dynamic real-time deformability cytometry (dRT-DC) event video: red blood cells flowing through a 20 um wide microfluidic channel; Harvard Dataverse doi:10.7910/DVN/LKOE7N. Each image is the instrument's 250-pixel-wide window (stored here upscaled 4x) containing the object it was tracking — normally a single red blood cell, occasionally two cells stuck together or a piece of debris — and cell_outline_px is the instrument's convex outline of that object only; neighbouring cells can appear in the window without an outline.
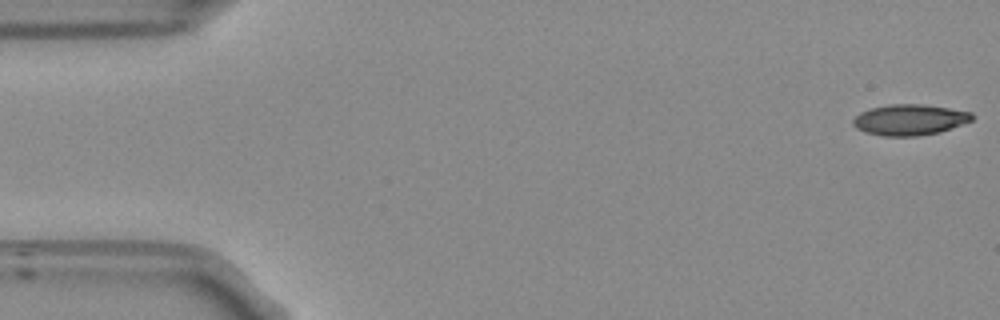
{"species": "Egyptian fruit bat (a non-hibernating species)", "species_latin": "Rousettus aegyptiacus", "temperature_condition": "room temperature", "stored_images_in_passage": 53, "camera_frame_rate_fps": 3000, "um_per_image_px": 0.085, "frame": {"image": 1, "passage_image": 1, "time_ms": 0.0, "image_size_px": [1000, 320], "cell_outline_px": [[972, 120], [940, 132], [916, 136], [884, 136], [864, 132], [856, 128], [852, 124], [852, 120], [860, 112], [868, 108], [888, 104], [924, 104], [972, 112]], "centroid_in_image_um": [77.27, 10.17], "position_along_channel_um": 7.7, "area_um2": 21.44}}
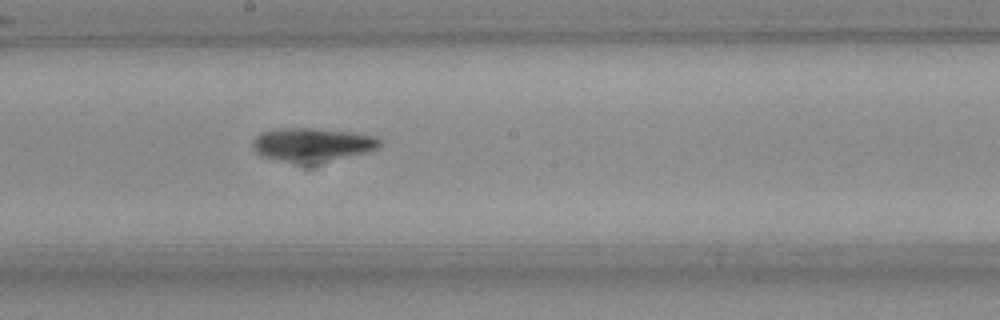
{"frame": {"image": 2, "passage_image": 28, "time_ms": 9.0, "image_size_px": [1000, 320], "cell_outline_px": [[380, 144], [376, 148], [364, 152], [312, 164], [304, 164], [280, 160], [264, 156], [256, 152], [252, 148], [252, 140], [260, 132], [272, 128], [320, 128], [376, 136], [380, 140]], "centroid_in_image_um": [26.46, 12.27], "position_along_channel_um": 221.7, "area_um2": 24.74}}
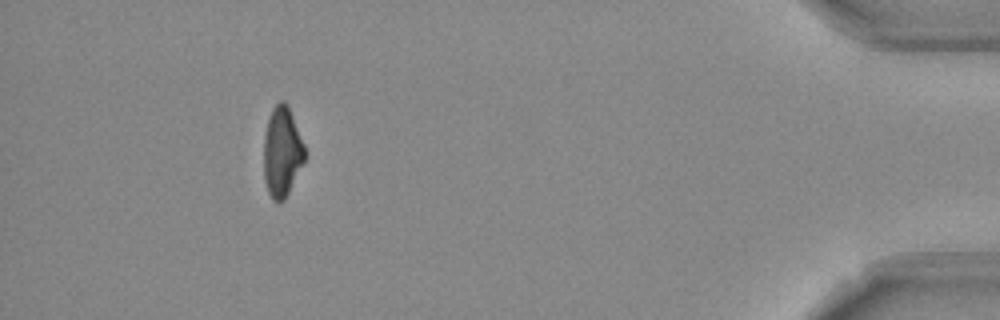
{"frame": {"image": 3, "passage_image": 48, "time_ms": 15.667, "image_size_px": [1000, 320], "cell_outline_px": [[304, 160], [284, 200], [276, 204], [272, 200], [268, 192], [264, 180], [264, 136], [268, 120], [272, 108], [280, 100], [284, 100], [288, 104], [304, 144]], "centroid_in_image_um": [23.95, 12.9], "position_along_channel_um": 411.2, "area_um2": 21.39}}